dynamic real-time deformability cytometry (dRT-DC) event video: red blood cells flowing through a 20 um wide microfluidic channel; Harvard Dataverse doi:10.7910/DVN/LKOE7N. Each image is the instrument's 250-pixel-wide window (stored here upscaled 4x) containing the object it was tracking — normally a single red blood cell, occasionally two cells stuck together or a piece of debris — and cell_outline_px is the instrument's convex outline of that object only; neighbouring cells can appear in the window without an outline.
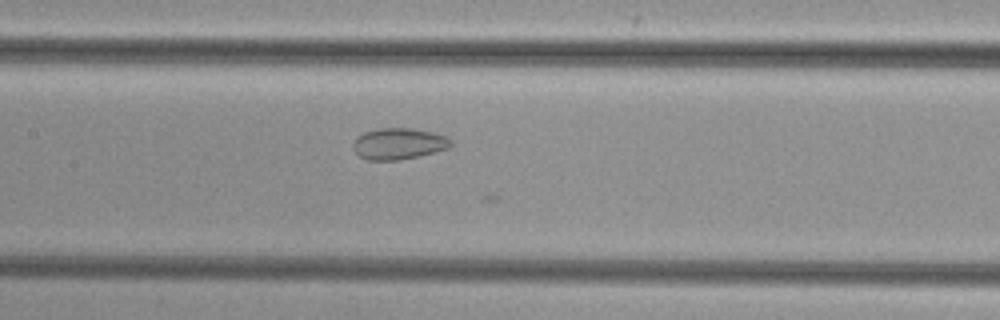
{"species": "common noctule bat (a hibernating species)", "species_latin": "Nyctalus noctula", "temperature_condition": "cold", "stored_images_in_passage": 20, "camera_frame_rate_fps": 3000, "um_per_image_px": 0.085, "animal": {"sex": "female", "body_mass_g": 29.2, "forearm_length_mm": 56.3}, "frame": {"image": 1, "passage_image": 15, "time_ms": 4.667, "image_size_px": [1000, 320], "cell_outline_px": [[452, 144], [448, 148], [400, 160], [368, 160], [360, 156], [352, 148], [352, 144], [356, 136], [364, 132], [380, 128], [412, 128], [432, 132], [444, 136], [452, 140]], "centroid_in_image_um": [33.84, 12.21], "position_along_channel_um": 173.6, "area_um2": 17.74}}
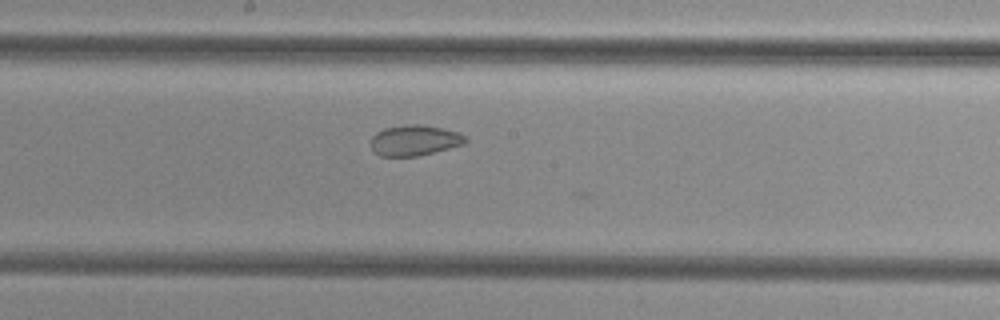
{"frame": {"image": 2, "passage_image": 18, "time_ms": 5.667, "image_size_px": [1000, 320], "cell_outline_px": [[468, 140], [464, 144], [416, 156], [380, 156], [372, 148], [372, 136], [376, 132], [384, 128], [404, 124], [420, 124], [444, 128], [456, 132], [464, 136]], "centroid_in_image_um": [35.22, 11.91], "position_along_channel_um": 213.0, "area_um2": 16.7}}